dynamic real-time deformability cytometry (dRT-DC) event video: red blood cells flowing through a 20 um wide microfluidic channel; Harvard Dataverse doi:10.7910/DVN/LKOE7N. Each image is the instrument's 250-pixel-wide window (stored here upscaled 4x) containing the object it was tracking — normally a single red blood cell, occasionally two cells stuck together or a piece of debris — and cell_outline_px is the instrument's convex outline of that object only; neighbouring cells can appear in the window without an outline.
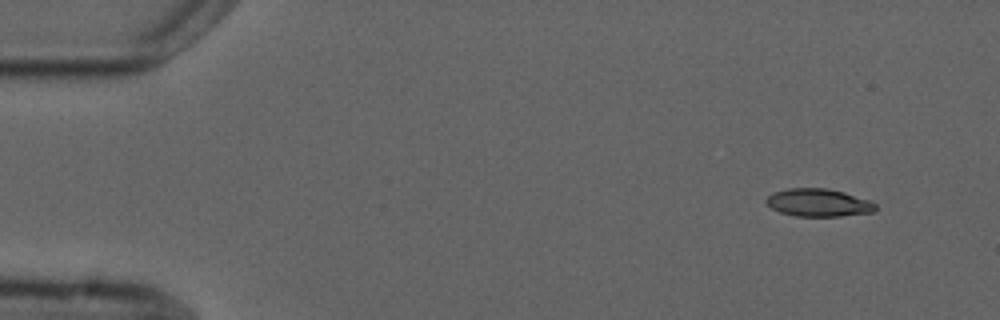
{"species": "common noctule bat (a hibernating species)", "species_latin": "Nyctalus noctula", "temperature_condition": "cold", "stored_images_in_passage": 4, "camera_frame_rate_fps": 3000, "um_per_image_px": 0.085, "animal": {"sex": "male", "forearm_length_mm": 52.5}, "frame": {"image": 1, "passage_image": 1, "time_ms": 0.0, "image_size_px": [1000, 320], "cell_outline_px": [[876, 208], [872, 212], [840, 216], [796, 216], [780, 212], [772, 208], [764, 200], [772, 192], [788, 188], [828, 188], [844, 192], [872, 200], [876, 204]], "centroid_in_image_um": [69.58, 17.21], "position_along_channel_um": 15.4, "area_um2": 17.8}}
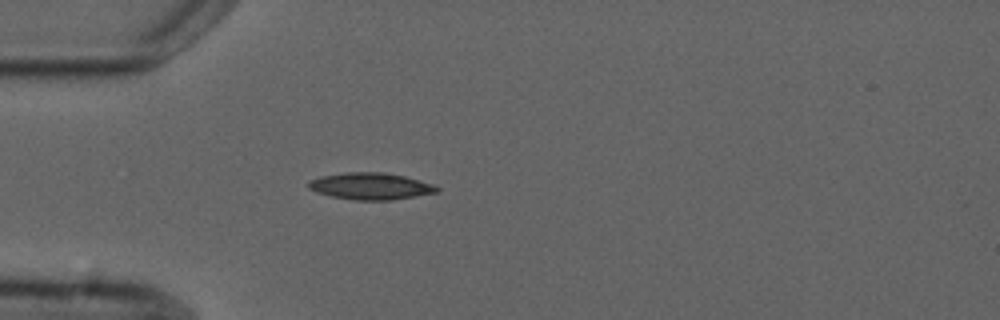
{"frame": {"image": 2, "passage_image": 4, "time_ms": 3.667, "image_size_px": [1000, 320], "cell_outline_px": [[440, 192], [392, 200], [356, 200], [332, 196], [316, 192], [308, 188], [308, 180], [320, 176], [344, 172], [384, 172], [404, 176], [432, 184], [440, 188]], "centroid_in_image_um": [31.49, 15.82], "position_along_channel_um": 53.5, "area_um2": 20.11}}